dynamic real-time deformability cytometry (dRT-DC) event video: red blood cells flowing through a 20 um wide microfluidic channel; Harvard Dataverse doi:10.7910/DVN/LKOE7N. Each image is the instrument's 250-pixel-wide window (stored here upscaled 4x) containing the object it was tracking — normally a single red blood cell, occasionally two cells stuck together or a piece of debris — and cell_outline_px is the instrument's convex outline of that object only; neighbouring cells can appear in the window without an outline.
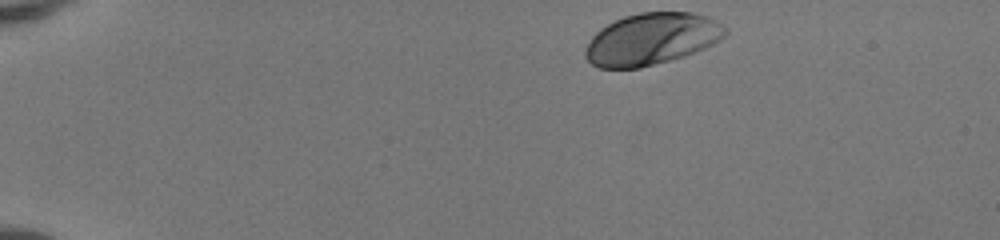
{"species": "human", "species_latin": "Homo sapiens", "temperature_condition": "room temperature", "stored_images_in_passage": 42, "camera_frame_rate_fps": 3000, "um_per_image_px": 0.085, "donor": {"sex": "female"}, "frame": {"image": 1, "passage_image": 1, "time_ms": 0.0, "image_size_px": [1000, 240], "cell_outline_px": [[728, 32], [720, 40], [704, 48], [684, 56], [640, 68], [600, 68], [592, 64], [584, 56], [584, 52], [592, 36], [600, 28], [624, 16], [640, 12], [692, 12], [708, 16], [716, 20], [728, 28]], "centroid_in_image_um": [55.41, 3.31], "position_along_channel_um": 29.6, "area_um2": 42.25}}
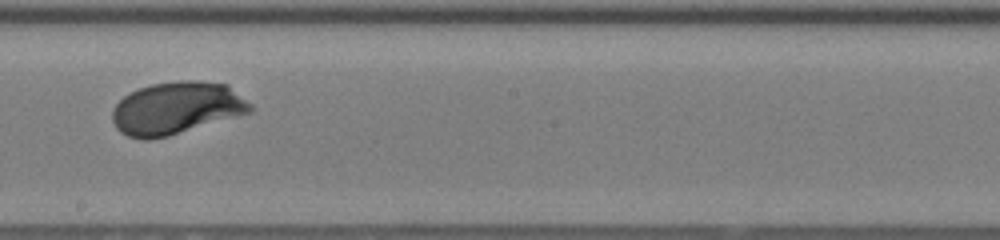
{"frame": {"image": 2, "passage_image": 23, "time_ms": 7.333, "image_size_px": [1000, 240], "cell_outline_px": [[256, 108], [252, 112], [168, 136], [148, 140], [144, 140], [128, 136], [120, 132], [116, 128], [112, 120], [112, 112], [116, 104], [124, 96], [140, 88], [152, 84], [180, 80], [200, 80], [228, 84], [252, 104]], "centroid_in_image_um": [15.04, 9.19], "position_along_channel_um": 233.2, "area_um2": 42.37}}
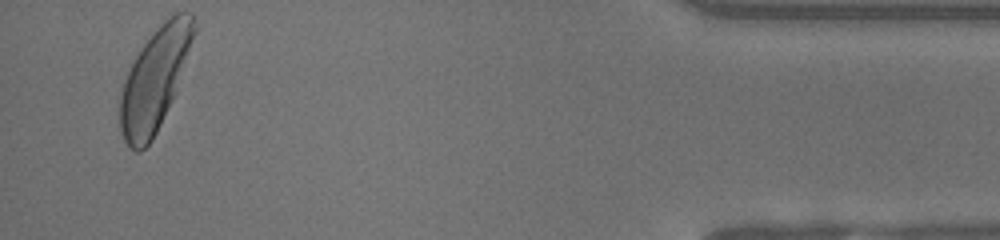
{"frame": {"image": 3, "passage_image": 41, "time_ms": 13.333, "image_size_px": [1000, 240], "cell_outline_px": [[196, 32], [172, 100], [152, 140], [140, 152], [136, 152], [128, 148], [120, 132], [120, 96], [124, 80], [140, 48], [164, 16], [176, 12], [192, 12], [196, 24]], "centroid_in_image_um": [13.15, 6.7], "position_along_channel_um": 422.0, "area_um2": 43.99}, "authors_computed_cell_mechanics": {"area_um2": 41.616, "velocity_mm_per_s": 4.129, "shape_relaxation_time_tau1_ms": 1.8904, "shape_relaxation_time_tau2_ms": null, "deformation_change_tau1": 0.127, "deformation_change_tau2": null}}